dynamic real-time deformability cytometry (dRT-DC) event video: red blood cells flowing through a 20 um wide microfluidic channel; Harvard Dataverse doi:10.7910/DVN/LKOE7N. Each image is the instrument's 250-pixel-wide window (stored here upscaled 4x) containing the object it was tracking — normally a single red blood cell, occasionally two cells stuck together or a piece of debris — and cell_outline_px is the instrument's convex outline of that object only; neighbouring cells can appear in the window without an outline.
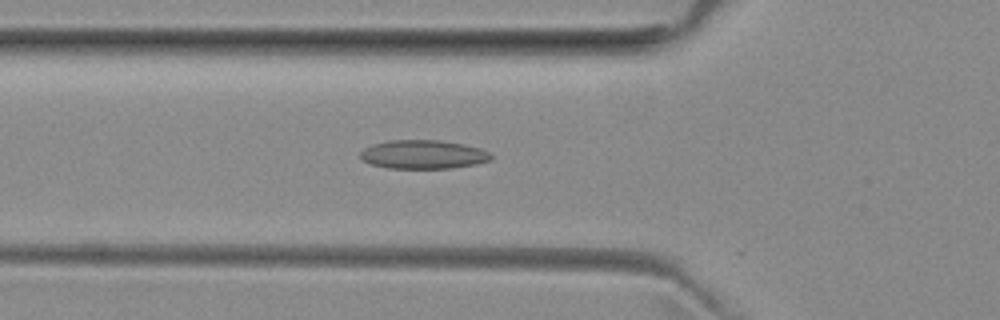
{"species": "common noctule bat (a hibernating species)", "species_latin": "Nyctalus noctula", "temperature_condition": "room temperature", "stored_images_in_passage": 33, "camera_frame_rate_fps": 3000, "um_per_image_px": 0.085, "animal": {"sex": "female", "body_mass_g": 29.2, "forearm_length_mm": 56.3}, "frame": {"image": 1, "passage_image": 3, "time_ms": 0.667, "image_size_px": [1000, 320], "cell_outline_px": [[492, 160], [476, 164], [452, 168], [388, 168], [372, 164], [364, 160], [360, 156], [360, 152], [364, 148], [372, 144], [388, 140], [440, 140], [464, 144], [480, 148], [492, 152]], "centroid_in_image_um": [36.01, 13.12], "position_along_channel_um": 89.8, "area_um2": 22.02}}
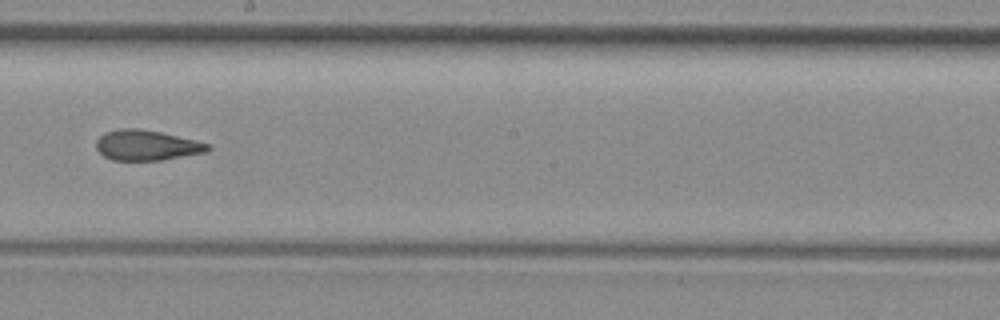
{"frame": {"image": 2, "passage_image": 14, "time_ms": 4.333, "image_size_px": [1000, 320], "cell_outline_px": [[212, 148], [208, 152], [164, 160], [112, 160], [104, 156], [96, 148], [96, 140], [104, 132], [120, 128], [136, 128], [160, 132], [196, 140], [212, 144]], "centroid_in_image_um": [12.51, 12.35], "position_along_channel_um": 235.7, "area_um2": 19.94}}
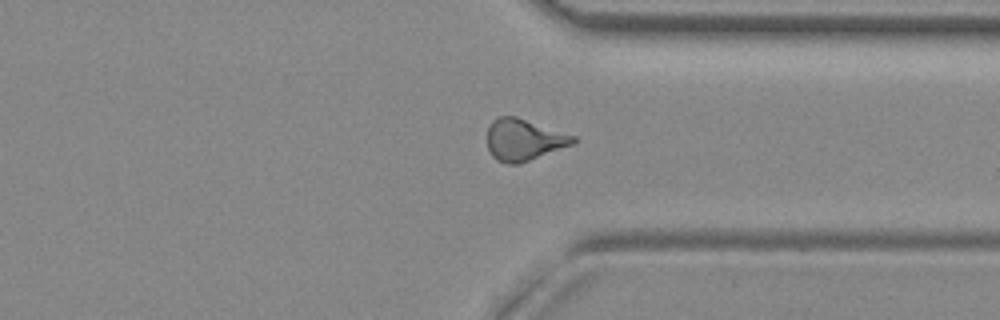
{"frame": {"image": 3, "passage_image": 24, "time_ms": 7.667, "image_size_px": [1000, 320], "cell_outline_px": [[576, 140], [572, 144], [520, 164], [508, 164], [496, 160], [492, 156], [488, 148], [488, 128], [492, 120], [500, 116], [516, 116], [576, 136]], "centroid_in_image_um": [44.5, 11.88], "position_along_channel_um": 366.9, "area_um2": 20.75}}